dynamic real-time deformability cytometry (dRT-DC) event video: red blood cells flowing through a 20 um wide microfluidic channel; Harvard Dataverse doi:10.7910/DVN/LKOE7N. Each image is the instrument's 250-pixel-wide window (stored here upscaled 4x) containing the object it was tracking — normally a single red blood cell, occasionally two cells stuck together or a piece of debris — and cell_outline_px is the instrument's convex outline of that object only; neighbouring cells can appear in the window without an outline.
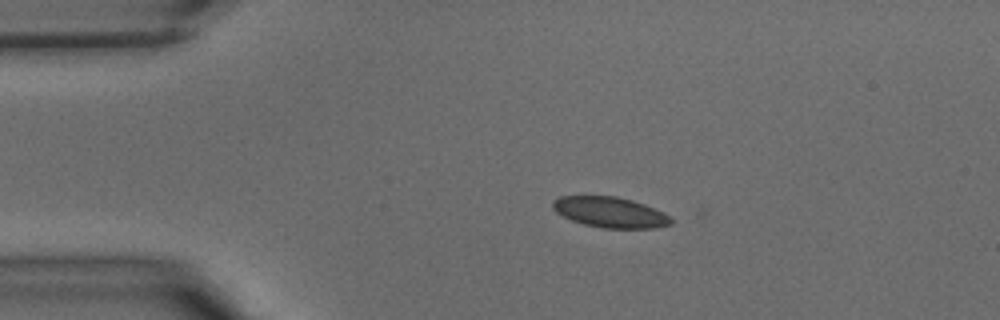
{"species": "common noctule bat (a hibernating species)", "species_latin": "Nyctalus noctula", "temperature_condition": "warm", "stored_images_in_passage": 33, "camera_frame_rate_fps": 3000, "um_per_image_px": 0.085, "animal": {"sex": "male", "body_mass_g": 15.6}, "frame": {"image": 1, "passage_image": 1, "time_ms": 0.0, "image_size_px": [1000, 320], "cell_outline_px": [[672, 224], [656, 228], [604, 228], [584, 224], [572, 220], [556, 212], [552, 208], [552, 200], [560, 196], [616, 196], [632, 200], [644, 204], [664, 212], [672, 220]], "centroid_in_image_um": [51.85, 18.04], "position_along_channel_um": 33.1, "area_um2": 21.04}}
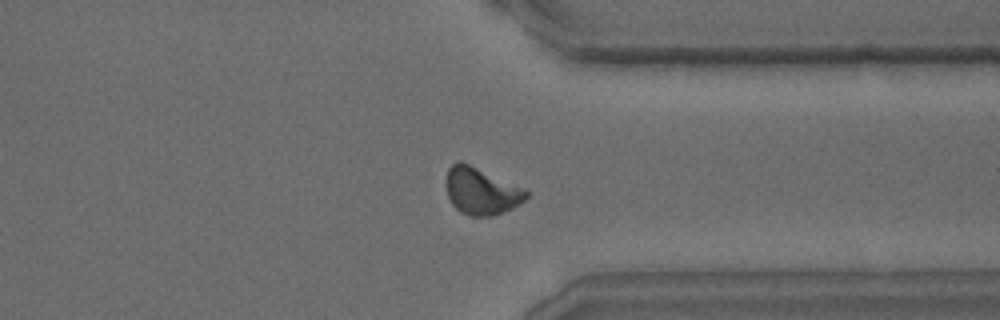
{"frame": {"image": 2, "passage_image": 24, "time_ms": 7.667, "image_size_px": [1000, 320], "cell_outline_px": [[528, 196], [524, 200], [512, 208], [492, 216], [468, 216], [460, 212], [452, 204], [448, 196], [444, 184], [448, 168], [452, 164], [460, 160], [520, 188], [528, 192]], "centroid_in_image_um": [40.82, 16.26], "position_along_channel_um": 370.6, "area_um2": 21.5}}
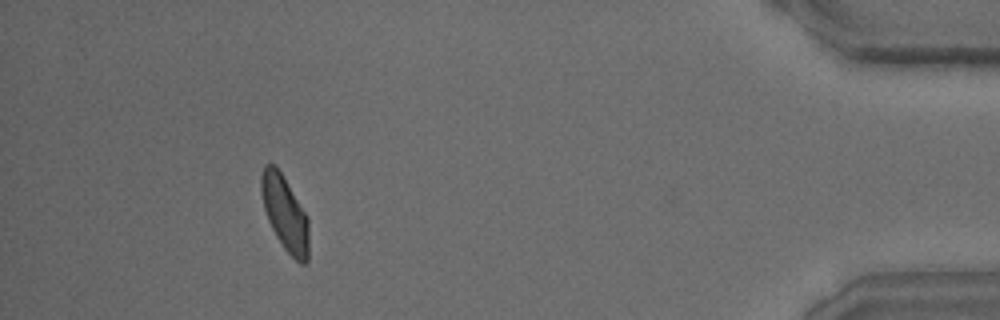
{"frame": {"image": 3, "passage_image": 30, "time_ms": 9.667, "image_size_px": [1000, 320], "cell_outline_px": [[308, 260], [304, 264], [300, 264], [284, 248], [276, 236], [268, 220], [264, 208], [260, 192], [260, 176], [264, 164], [276, 164], [308, 216]], "centroid_in_image_um": [24.2, 18.09], "position_along_channel_um": 411.0, "area_um2": 20.87}}